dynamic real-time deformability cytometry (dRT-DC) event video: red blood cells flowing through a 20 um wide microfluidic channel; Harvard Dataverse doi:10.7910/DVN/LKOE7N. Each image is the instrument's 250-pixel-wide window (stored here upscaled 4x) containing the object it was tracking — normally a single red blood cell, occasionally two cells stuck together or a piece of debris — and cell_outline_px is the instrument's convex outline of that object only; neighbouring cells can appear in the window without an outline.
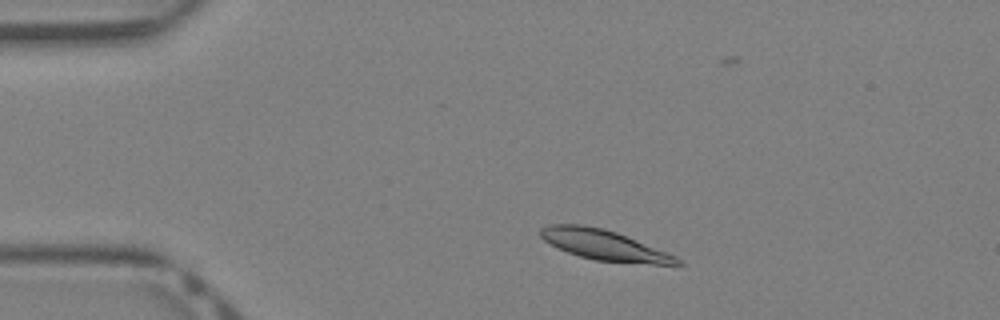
{"species": "Egyptian fruit bat (a non-hibernating species)", "species_latin": "Rousettus aegyptiacus", "temperature_condition": "warm", "stored_images_in_passage": 37, "camera_frame_rate_fps": 3000, "um_per_image_px": 0.085, "animal": {"sex": "female"}, "frame": {"image": 1, "passage_image": 5, "time_ms": 1.333, "image_size_px": [1000, 320], "cell_outline_px": [[684, 264], [652, 264], [596, 260], [580, 256], [568, 252], [544, 240], [540, 236], [540, 228], [548, 224], [584, 224], [604, 228], [616, 232], [676, 256]], "centroid_in_image_um": [51.32, 20.81], "position_along_channel_um": 33.7, "area_um2": 23.7}}
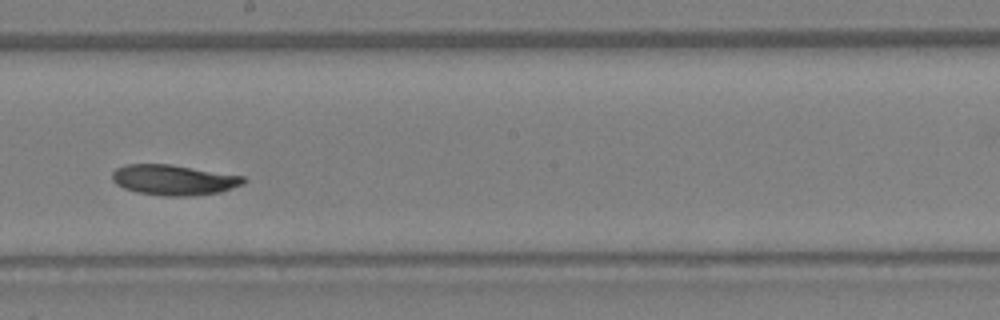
{"frame": {"image": 2, "passage_image": 20, "time_ms": 6.333, "image_size_px": [1000, 320], "cell_outline_px": [[248, 180], [244, 184], [220, 192], [192, 196], [164, 196], [136, 192], [124, 188], [116, 184], [112, 180], [112, 172], [116, 168], [124, 164], [168, 164], [244, 176]], "centroid_in_image_um": [14.76, 15.3], "position_along_channel_um": 233.4, "area_um2": 23.35}}
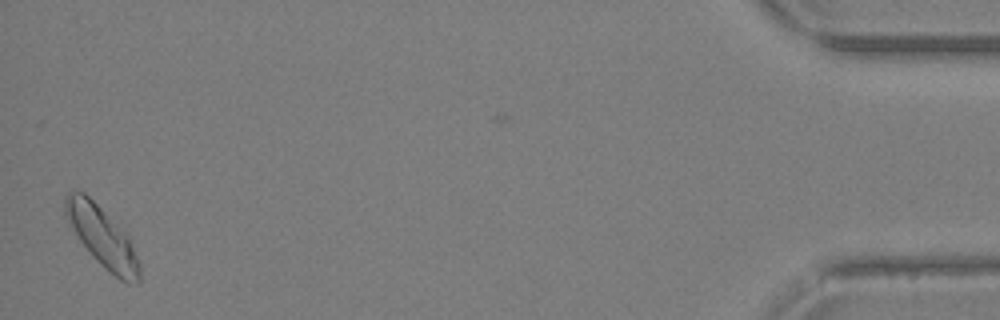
{"frame": {"image": 3, "passage_image": 37, "time_ms": 12.0, "image_size_px": [1000, 320], "cell_outline_px": [[140, 284], [128, 284], [120, 280], [104, 268], [92, 256], [80, 240], [64, 216], [64, 196], [68, 192], [84, 192], [128, 236], [140, 260]], "centroid_in_image_um": [8.71, 20.19], "position_along_channel_um": 426.5, "area_um2": 25.84}}